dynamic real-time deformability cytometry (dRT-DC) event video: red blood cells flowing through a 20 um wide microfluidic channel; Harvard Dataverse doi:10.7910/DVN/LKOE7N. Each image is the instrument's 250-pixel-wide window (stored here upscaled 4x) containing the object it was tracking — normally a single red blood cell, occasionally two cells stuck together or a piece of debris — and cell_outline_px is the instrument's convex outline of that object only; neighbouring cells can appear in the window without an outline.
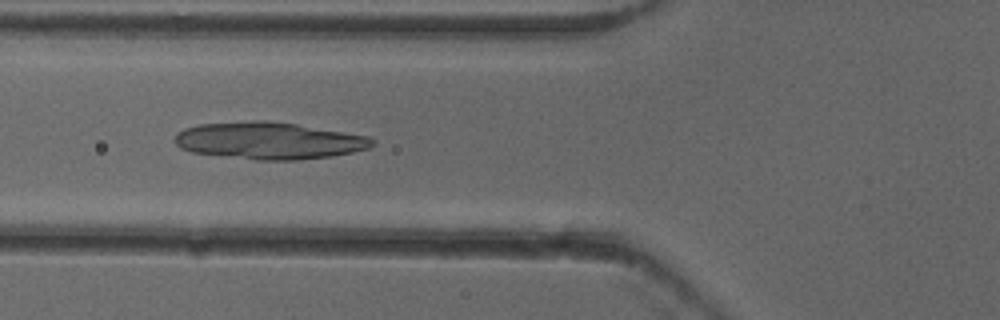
{"species": "common noctule bat (a hibernating species)", "species_latin": "Nyctalus noctula", "temperature_condition": "cold", "stored_images_in_passage": 52, "camera_frame_rate_fps": 3000, "um_per_image_px": 0.085, "animal": {"sex": "female"}, "frame": {"image": 1, "passage_image": 20, "time_ms": 6.333, "image_size_px": [1000, 320], "cell_outline_px": [[376, 144], [368, 148], [352, 152], [332, 156], [296, 160], [256, 160], [192, 152], [180, 148], [172, 140], [184, 128], [200, 124], [252, 120], [268, 120], [296, 124], [368, 136], [376, 140]], "centroid_in_image_um": [22.87, 11.95], "position_along_channel_um": 102.9, "area_um2": 42.66}}
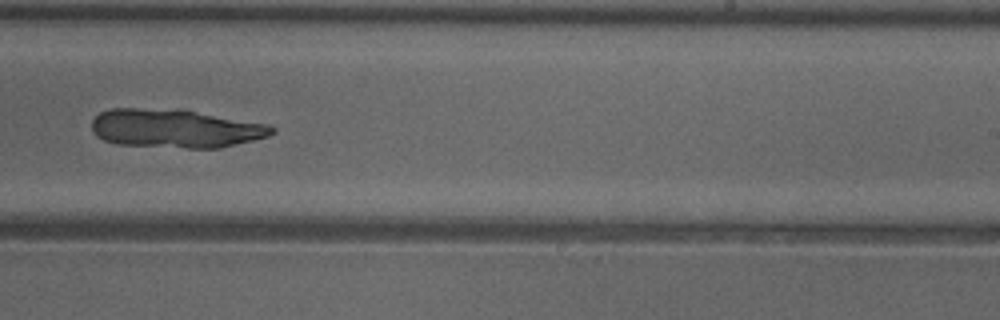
{"frame": {"image": 2, "passage_image": 33, "time_ms": 10.667, "image_size_px": [1000, 320], "cell_outline_px": [[276, 132], [268, 136], [252, 140], [216, 148], [188, 148], [116, 144], [104, 140], [96, 136], [92, 132], [92, 120], [100, 112], [112, 108], [136, 108], [192, 112], [268, 124], [276, 128]], "centroid_in_image_um": [14.85, 10.94], "position_along_channel_um": 274.2, "area_um2": 39.65}}
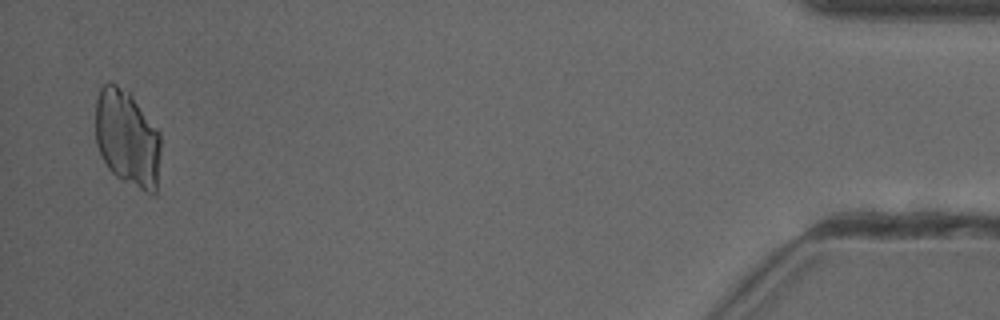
{"frame": {"image": 3, "passage_image": 51, "time_ms": 16.667, "image_size_px": [1000, 320], "cell_outline_px": [[160, 152], [156, 192], [152, 196], [144, 192], [116, 176], [108, 168], [100, 156], [96, 144], [96, 100], [100, 88], [104, 84], [116, 84], [128, 88], [160, 132]], "centroid_in_image_um": [10.82, 11.74], "position_along_channel_um": 424.4, "area_um2": 37.28}}